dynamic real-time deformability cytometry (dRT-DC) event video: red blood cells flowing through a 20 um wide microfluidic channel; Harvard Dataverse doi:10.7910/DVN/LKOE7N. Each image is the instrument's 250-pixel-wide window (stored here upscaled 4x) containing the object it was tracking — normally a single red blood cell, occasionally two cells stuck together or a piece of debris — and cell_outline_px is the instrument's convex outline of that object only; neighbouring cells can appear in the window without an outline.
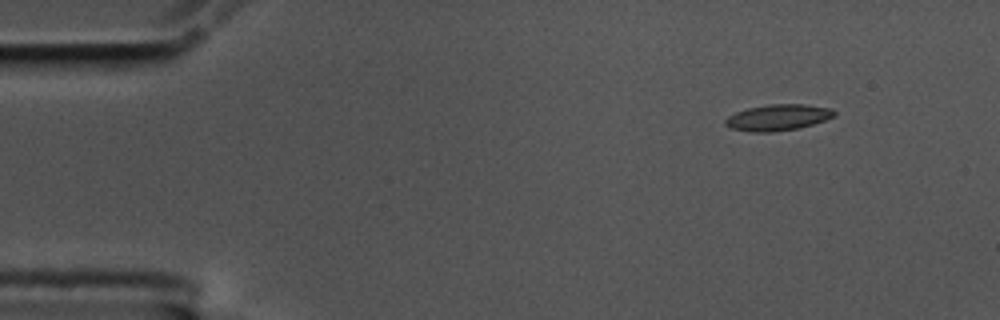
{"species": "common noctule bat (a hibernating species)", "species_latin": "Nyctalus noctula", "temperature_condition": "cold", "stored_images_in_passage": 53, "camera_frame_rate_fps": 3000, "um_per_image_px": 0.085, "animal": {"sex": "male", "body_mass_g": 17.5, "forearm_length_mm": 52.3}, "frame": {"image": 1, "passage_image": 1, "time_ms": 0.0, "image_size_px": [1000, 320], "cell_outline_px": [[836, 112], [832, 116], [824, 120], [812, 124], [796, 128], [772, 132], [748, 132], [728, 128], [724, 124], [724, 120], [728, 116], [736, 112], [748, 108], [768, 104], [808, 104], [832, 108]], "centroid_in_image_um": [66.07, 9.98], "position_along_channel_um": 18.9, "area_um2": 16.65}}
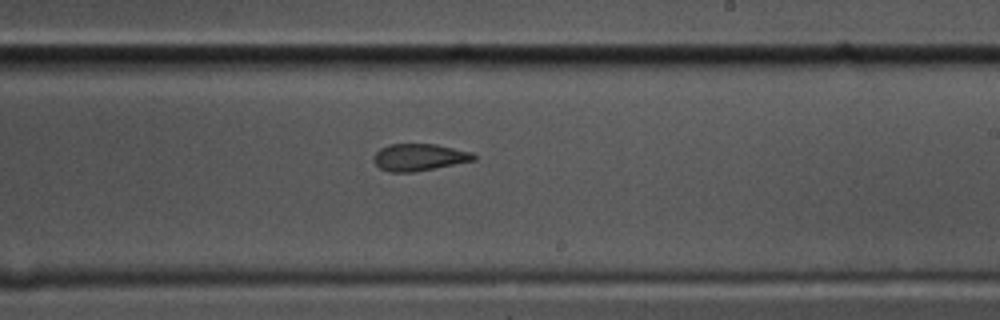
{"frame": {"image": 2, "passage_image": 29, "time_ms": 9.333, "image_size_px": [1000, 320], "cell_outline_px": [[476, 160], [412, 172], [388, 172], [380, 168], [372, 160], [372, 156], [380, 148], [388, 144], [436, 144], [472, 152], [476, 156]], "centroid_in_image_um": [35.6, 13.36], "position_along_channel_um": 253.4, "area_um2": 15.78}}
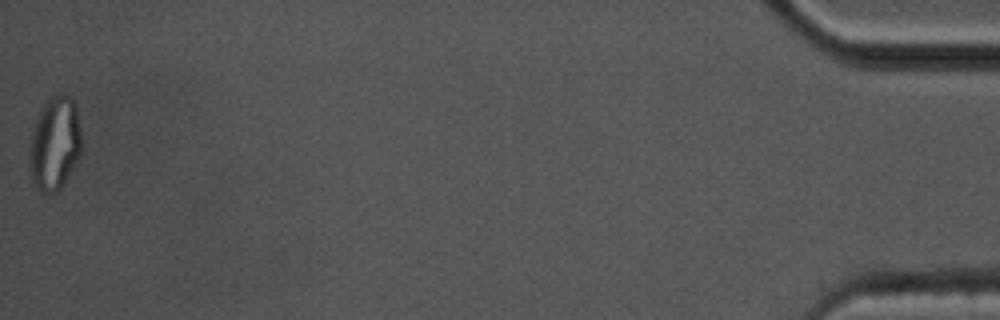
{"frame": {"image": 3, "passage_image": 53, "time_ms": 17.333, "image_size_px": [1000, 320], "cell_outline_px": [[80, 156], [64, 184], [56, 192], [40, 192], [36, 188], [32, 180], [28, 168], [28, 148], [32, 132], [36, 120], [48, 96], [60, 92], [68, 96], [76, 104], [80, 128]], "centroid_in_image_um": [4.63, 12.2], "position_along_channel_um": 430.6, "area_um2": 28.78}, "authors_computed_cell_mechanics": {"area_um2": 16.473, "velocity_mm_per_s": 3.4394, "shape_relaxation_time_tau1_ms": null, "shape_relaxation_time_tau2_ms": 2.4574, "deformation_change_tau1": null, "deformation_change_tau2": 0.0798}}